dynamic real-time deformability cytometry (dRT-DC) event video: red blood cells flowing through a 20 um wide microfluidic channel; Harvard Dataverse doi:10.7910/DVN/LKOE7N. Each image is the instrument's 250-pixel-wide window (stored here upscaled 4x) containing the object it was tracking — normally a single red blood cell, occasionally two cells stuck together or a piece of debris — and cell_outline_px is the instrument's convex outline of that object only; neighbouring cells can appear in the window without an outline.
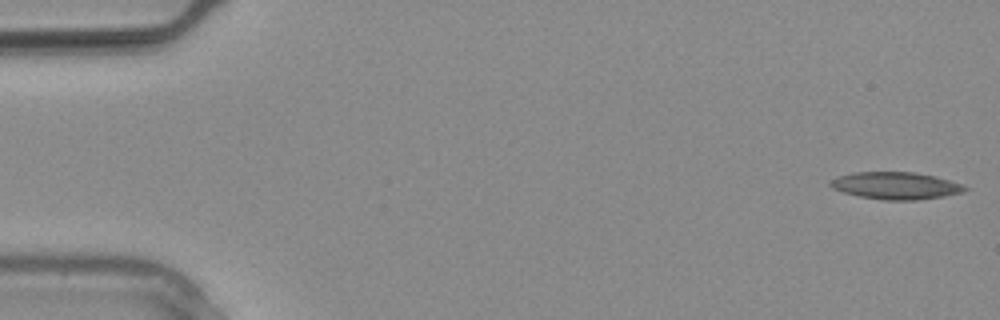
{"species": "common noctule bat (a hibernating species)", "species_latin": "Nyctalus noctula", "temperature_condition": "warm", "stored_images_in_passage": 29, "camera_frame_rate_fps": 3000, "um_per_image_px": 0.085, "animal": {"sex": "male", "body_mass_g": 20.4}, "frame": {"image": 1, "passage_image": 1, "time_ms": 0.0, "image_size_px": [1000, 320], "cell_outline_px": [[968, 188], [964, 192], [944, 196], [920, 200], [884, 200], [860, 196], [844, 192], [832, 188], [828, 184], [828, 180], [836, 176], [852, 172], [912, 172], [936, 176], [964, 184]], "centroid_in_image_um": [76.14, 15.77], "position_along_channel_um": 8.9, "area_um2": 21.56}}